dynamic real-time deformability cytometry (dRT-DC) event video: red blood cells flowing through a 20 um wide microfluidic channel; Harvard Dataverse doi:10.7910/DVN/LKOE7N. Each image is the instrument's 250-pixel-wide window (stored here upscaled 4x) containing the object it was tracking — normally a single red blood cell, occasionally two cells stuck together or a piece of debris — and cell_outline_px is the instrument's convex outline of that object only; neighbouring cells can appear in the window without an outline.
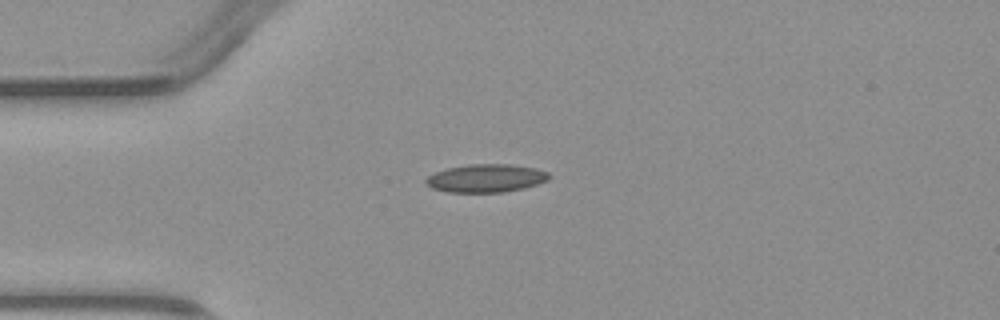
{"species": "common noctule bat (a hibernating species)", "species_latin": "Nyctalus noctula", "temperature_condition": "warm", "stored_images_in_passage": 1, "camera_frame_rate_fps": 3000, "um_per_image_px": 0.085, "animal": {"sex": "male", "body_mass_g": 23.1, "forearm_length_mm": 52.7}, "frame": {"image": 1, "passage_image": 1, "time_ms": 0.0, "image_size_px": [1000, 320], "cell_outline_px": [[552, 176], [548, 180], [524, 188], [504, 192], [448, 192], [432, 188], [424, 180], [428, 176], [436, 172], [448, 168], [468, 164], [512, 164], [536, 168], [548, 172]], "centroid_in_image_um": [41.35, 15.14], "position_along_channel_um": 43.7, "area_um2": 20.17}}